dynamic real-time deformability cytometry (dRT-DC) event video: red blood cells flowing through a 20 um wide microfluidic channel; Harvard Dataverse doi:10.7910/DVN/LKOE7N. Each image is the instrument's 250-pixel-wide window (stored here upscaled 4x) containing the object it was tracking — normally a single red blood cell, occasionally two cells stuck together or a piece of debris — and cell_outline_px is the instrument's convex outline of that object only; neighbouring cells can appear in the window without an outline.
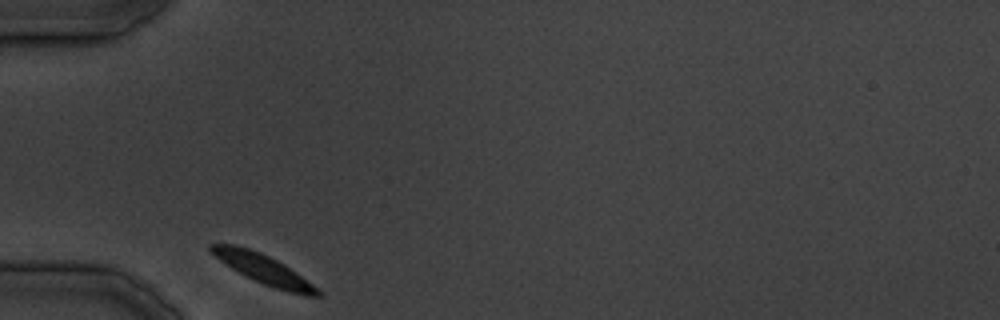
{"species": "common noctule bat (a hibernating species)", "species_latin": "Nyctalus noctula", "temperature_condition": "cold", "stored_images_in_passage": 12, "camera_frame_rate_fps": 3000, "um_per_image_px": 0.085, "animal": {"sex": "male", "body_mass_g": 19.5, "forearm_length_mm": 54.6}, "frame": {"image": 1, "passage_image": 1, "time_ms": 0.0, "image_size_px": [1000, 320], "cell_outline_px": [[324, 296], [308, 296], [288, 292], [252, 280], [232, 268], [220, 260], [208, 248], [208, 244], [236, 244], [260, 252], [284, 264], [296, 272], [312, 284]], "centroid_in_image_um": [22.39, 22.87], "position_along_channel_um": 62.6, "area_um2": 17.98}}
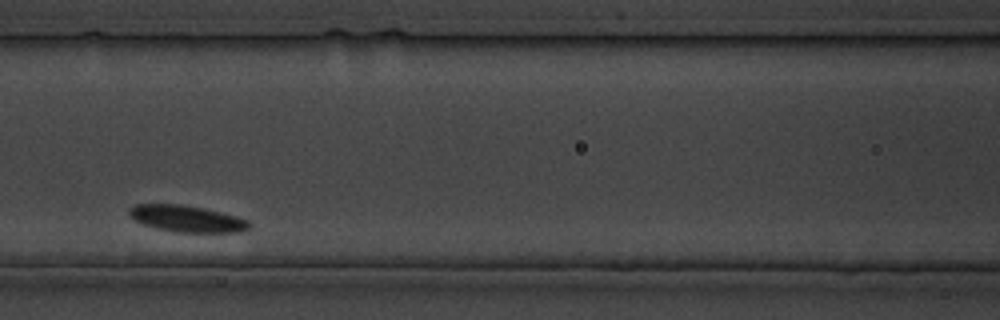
{"frame": {"image": 2, "passage_image": 7, "time_ms": 7.667, "image_size_px": [1000, 320], "cell_outline_px": [[252, 224], [248, 228], [240, 232], [180, 232], [156, 228], [132, 220], [128, 212], [128, 208], [136, 204], [180, 204], [204, 208], [236, 216], [248, 220]], "centroid_in_image_um": [15.86, 18.58], "position_along_channel_um": 150.7, "area_um2": 18.55}}